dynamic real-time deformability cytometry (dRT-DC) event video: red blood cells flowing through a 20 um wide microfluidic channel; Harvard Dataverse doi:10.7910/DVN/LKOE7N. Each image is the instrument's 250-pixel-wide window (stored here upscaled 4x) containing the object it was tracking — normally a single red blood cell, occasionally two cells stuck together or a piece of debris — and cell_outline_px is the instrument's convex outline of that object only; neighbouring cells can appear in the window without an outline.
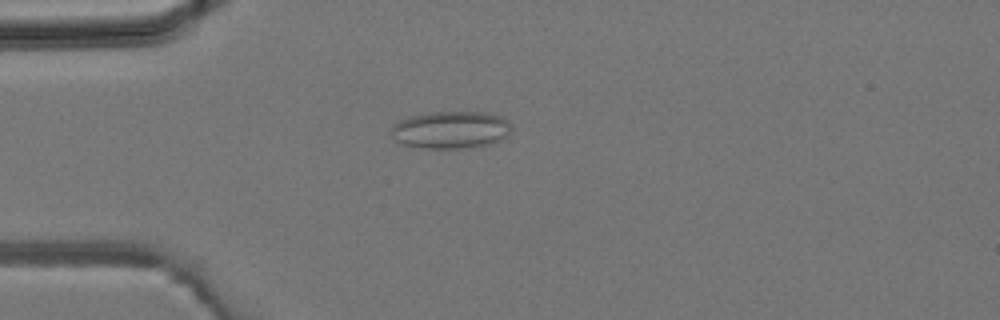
{"species": "common noctule bat (a hibernating species)", "species_latin": "Nyctalus noctula", "temperature_condition": "room temperature", "stored_images_in_passage": 42, "camera_frame_rate_fps": 3000, "um_per_image_px": 0.085, "animal": {"sex": "male", "body_mass_g": 19.2, "forearm_length_mm": 51.8}, "frame": {"image": 1, "passage_image": 11, "time_ms": 3.333, "image_size_px": [1000, 320], "cell_outline_px": [[512, 128], [508, 136], [500, 140], [488, 144], [460, 148], [420, 148], [404, 144], [396, 140], [392, 136], [392, 124], [400, 120], [412, 116], [432, 112], [484, 112], [500, 116], [508, 120], [512, 124]], "centroid_in_image_um": [38.34, 11.03], "position_along_channel_um": 46.7, "area_um2": 26.13}}
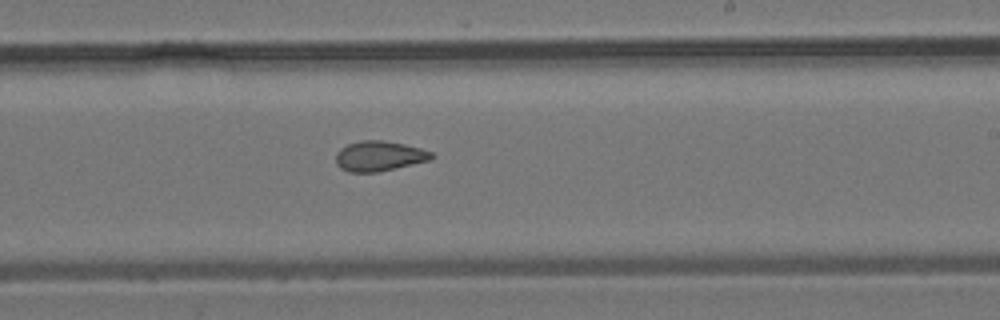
{"frame": {"image": 2, "passage_image": 25, "time_ms": 8.0, "image_size_px": [1000, 320], "cell_outline_px": [[436, 156], [432, 160], [396, 168], [376, 172], [348, 172], [340, 168], [336, 164], [336, 152], [340, 148], [348, 144], [360, 140], [384, 140], [404, 144], [420, 148], [432, 152]], "centroid_in_image_um": [32.24, 13.26], "position_along_channel_um": 256.8, "area_um2": 16.99}}
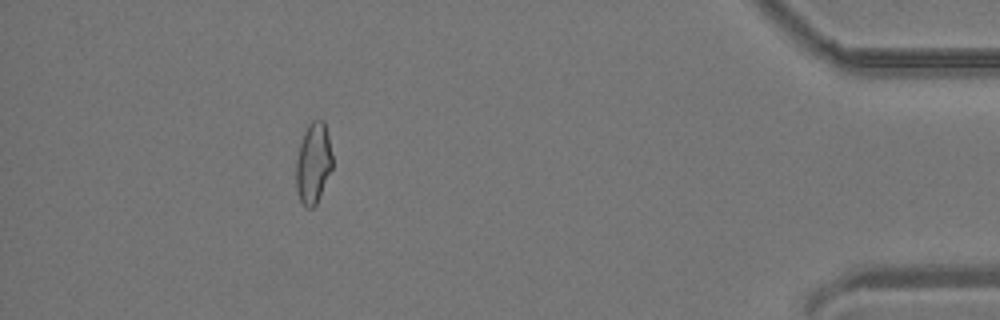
{"frame": {"image": 3, "passage_image": 38, "time_ms": 12.333, "image_size_px": [1000, 320], "cell_outline_px": [[332, 168], [316, 204], [312, 208], [304, 208], [300, 200], [296, 188], [296, 160], [300, 144], [304, 132], [308, 124], [312, 120], [324, 120], [328, 136], [332, 156]], "centroid_in_image_um": [26.62, 13.88], "position_along_channel_um": 408.6, "area_um2": 17.05}}